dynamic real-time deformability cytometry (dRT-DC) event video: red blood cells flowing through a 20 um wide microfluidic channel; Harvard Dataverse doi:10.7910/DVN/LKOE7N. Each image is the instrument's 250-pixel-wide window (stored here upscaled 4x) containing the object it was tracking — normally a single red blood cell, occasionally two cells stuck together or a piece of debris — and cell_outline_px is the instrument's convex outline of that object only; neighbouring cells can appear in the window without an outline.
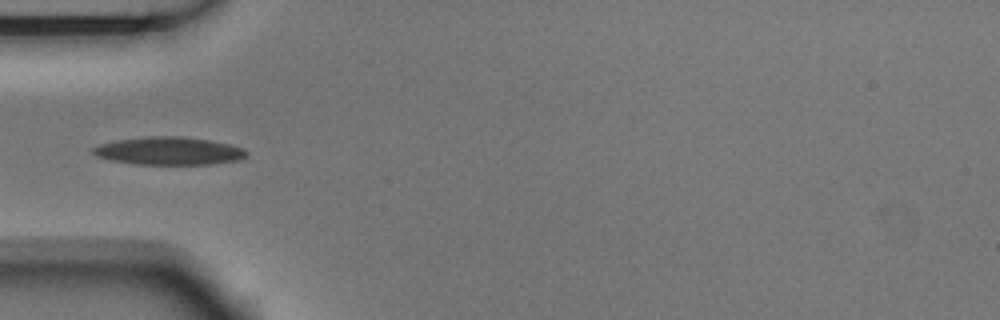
{"species": "Egyptian fruit bat (a non-hibernating species)", "species_latin": "Rousettus aegyptiacus", "temperature_condition": "room temperature", "stored_images_in_passage": 5, "camera_frame_rate_fps": 3000, "um_per_image_px": 0.085, "animal": {"sex": "male"}, "frame": {"image": 1, "passage_image": 5, "time_ms": 1.333, "image_size_px": [1000, 320], "cell_outline_px": [[248, 156], [240, 160], [212, 164], [136, 164], [108, 160], [96, 156], [92, 152], [92, 148], [100, 144], [116, 140], [148, 136], [184, 136], [208, 140], [228, 144], [244, 148], [248, 152]], "centroid_in_image_um": [14.36, 12.83], "position_along_channel_um": 70.6, "area_um2": 25.09}}